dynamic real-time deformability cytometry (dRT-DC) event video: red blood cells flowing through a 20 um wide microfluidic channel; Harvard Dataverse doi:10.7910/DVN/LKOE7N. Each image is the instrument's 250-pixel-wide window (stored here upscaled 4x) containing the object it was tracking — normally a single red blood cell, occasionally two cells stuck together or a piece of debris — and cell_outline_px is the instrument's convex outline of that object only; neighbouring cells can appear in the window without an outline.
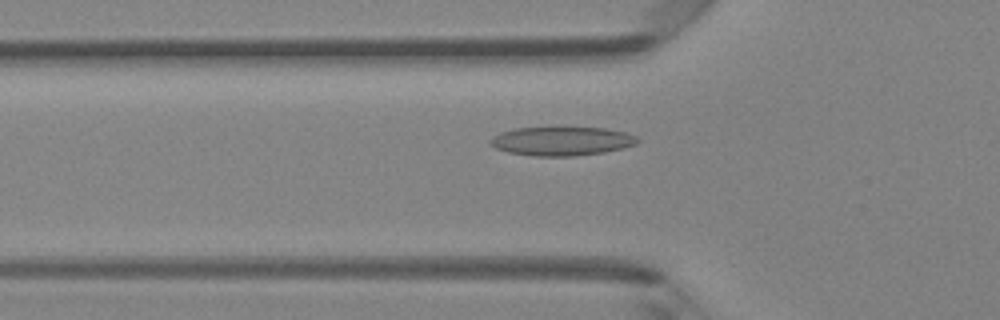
{"species": "Egyptian fruit bat (a non-hibernating species)", "species_latin": "Rousettus aegyptiacus", "temperature_condition": "room temperature", "stored_images_in_passage": 49, "camera_frame_rate_fps": 3000, "um_per_image_px": 0.085, "animal": {"sex": "female"}, "frame": {"image": 1, "passage_image": 17, "time_ms": 5.333, "image_size_px": [1000, 320], "cell_outline_px": [[640, 140], [636, 144], [624, 148], [604, 152], [572, 156], [536, 156], [508, 152], [496, 148], [488, 144], [488, 140], [492, 136], [500, 132], [516, 128], [556, 124], [604, 128], [624, 132], [636, 136]], "centroid_in_image_um": [47.71, 11.94], "position_along_channel_um": 78.1, "area_um2": 25.95}}
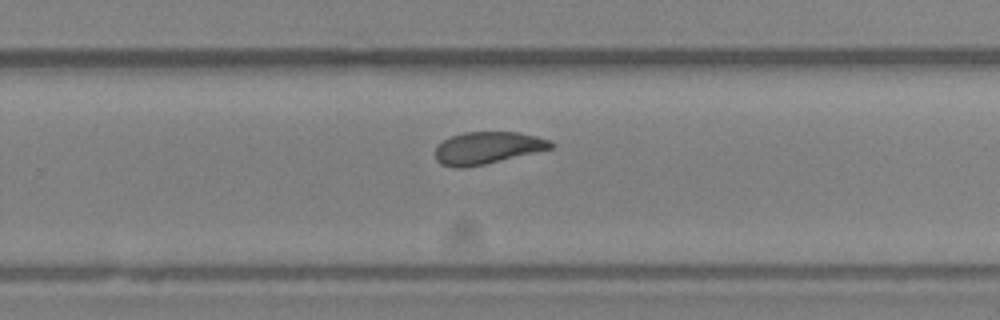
{"frame": {"image": 2, "passage_image": 32, "time_ms": 10.333, "image_size_px": [1000, 320], "cell_outline_px": [[556, 144], [552, 148], [484, 164], [464, 168], [452, 168], [440, 164], [436, 160], [436, 148], [444, 140], [452, 136], [464, 132], [516, 132], [536, 136], [552, 140]], "centroid_in_image_um": [41.43, 12.57], "position_along_channel_um": 288.4, "area_um2": 21.56}}
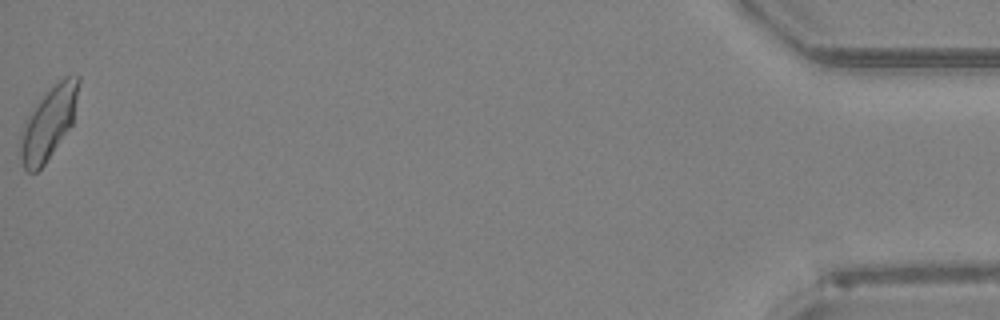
{"frame": {"image": 3, "passage_image": 49, "time_ms": 16.0, "image_size_px": [1000, 320], "cell_outline_px": [[80, 80], [72, 124], [44, 164], [36, 172], [28, 172], [24, 168], [20, 156], [20, 132], [28, 116], [40, 100], [64, 76], [80, 76]], "centroid_in_image_um": [4.12, 10.48], "position_along_channel_um": 431.1, "area_um2": 23.7}, "authors_computed_cell_mechanics": {"area_um2": 22.831, "velocity_mm_per_s": 4.2198, "shape_relaxation_time_tau1_ms": 6.2178, "shape_relaxation_time_tau2_ms": 2.2057, "deformation_change_tau1": 0.1532, "deformation_change_tau2": 0.0911}}